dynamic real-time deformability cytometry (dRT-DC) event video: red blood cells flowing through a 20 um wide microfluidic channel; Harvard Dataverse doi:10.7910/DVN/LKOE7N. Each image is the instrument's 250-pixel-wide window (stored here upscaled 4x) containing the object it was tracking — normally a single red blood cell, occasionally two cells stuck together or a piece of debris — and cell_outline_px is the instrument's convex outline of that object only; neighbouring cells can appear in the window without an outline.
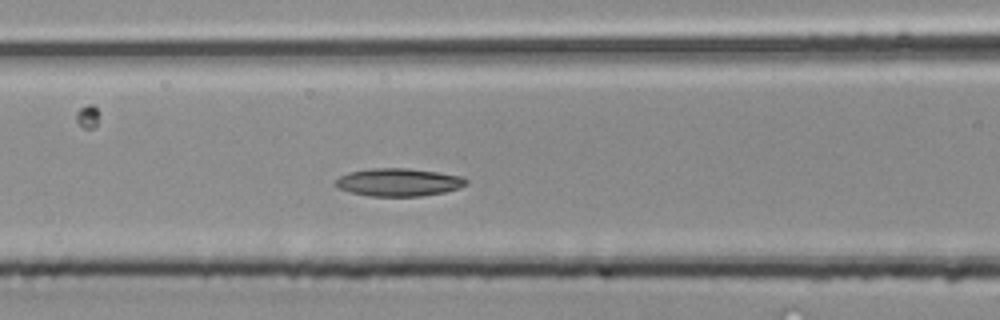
{"species": "common noctule bat (a hibernating species)", "species_latin": "Nyctalus noctula", "temperature_condition": "room temperature", "stored_images_in_passage": 35, "camera_frame_rate_fps": 3000, "um_per_image_px": 0.085, "animal": {"sex": "male", "body_mass_g": 20.4}, "frame": {"image": 1, "passage_image": 10, "time_ms": 3.0, "image_size_px": [1000, 320], "cell_outline_px": [[468, 184], [460, 188], [444, 192], [420, 196], [368, 196], [352, 192], [340, 188], [332, 184], [340, 176], [348, 172], [372, 168], [408, 168], [464, 176], [468, 180]], "centroid_in_image_um": [33.9, 15.48], "position_along_channel_um": 132.7, "area_um2": 21.27}}
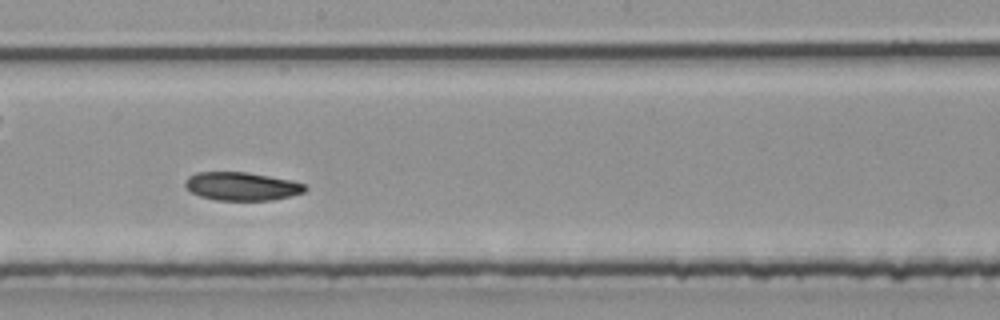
{"frame": {"image": 2, "passage_image": 16, "time_ms": 5.0, "image_size_px": [1000, 320], "cell_outline_px": [[308, 188], [304, 192], [272, 200], [216, 200], [200, 196], [192, 192], [184, 184], [184, 180], [188, 176], [196, 172], [248, 172], [292, 180], [304, 184]], "centroid_in_image_um": [20.54, 15.82], "position_along_channel_um": 227.7, "area_um2": 19.77}}
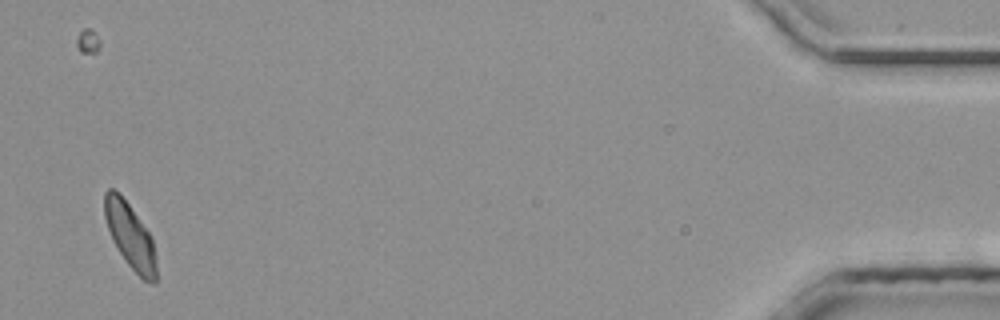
{"frame": {"image": 3, "passage_image": 34, "time_ms": 11.0, "image_size_px": [1000, 320], "cell_outline_px": [[156, 284], [152, 284], [144, 280], [128, 264], [112, 240], [104, 216], [104, 192], [108, 188], [112, 188], [128, 204], [148, 232], [152, 240], [156, 264]], "centroid_in_image_um": [11.05, 20.07], "position_along_channel_um": 424.2, "area_um2": 19.07}}